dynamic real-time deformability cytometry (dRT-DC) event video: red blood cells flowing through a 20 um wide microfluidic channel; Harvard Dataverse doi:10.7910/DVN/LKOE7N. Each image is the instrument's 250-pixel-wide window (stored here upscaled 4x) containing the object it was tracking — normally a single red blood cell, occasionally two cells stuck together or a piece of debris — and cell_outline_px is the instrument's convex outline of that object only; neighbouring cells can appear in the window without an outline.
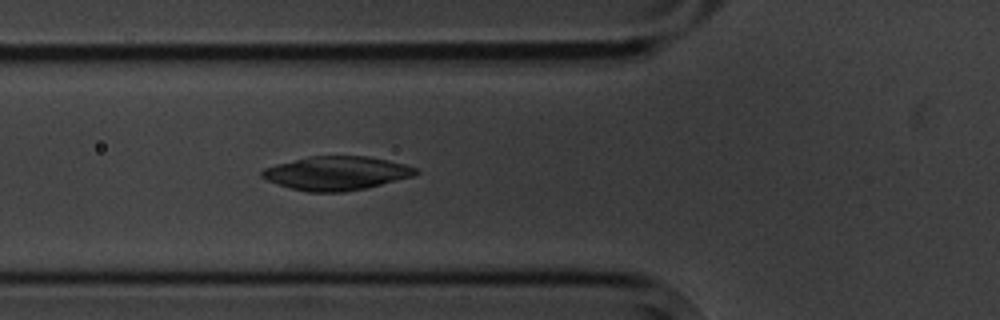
{"species": "common noctule bat (a hibernating species)", "species_latin": "Nyctalus noctula", "temperature_condition": "cold", "stored_images_in_passage": 2, "camera_frame_rate_fps": 3000, "um_per_image_px": 0.085, "animal": {"sex": "male", "body_mass_g": 20.1, "forearm_length_mm": 53.5}, "frame": {"image": 1, "passage_image": 2, "time_ms": 1.0, "image_size_px": [1000, 320], "cell_outline_px": [[420, 172], [416, 176], [364, 188], [344, 192], [308, 192], [276, 184], [260, 176], [260, 172], [264, 168], [276, 164], [308, 156], [368, 156], [388, 160], [404, 164], [416, 168]], "centroid_in_image_um": [28.61, 14.72], "position_along_channel_um": 97.2, "area_um2": 30.29}}